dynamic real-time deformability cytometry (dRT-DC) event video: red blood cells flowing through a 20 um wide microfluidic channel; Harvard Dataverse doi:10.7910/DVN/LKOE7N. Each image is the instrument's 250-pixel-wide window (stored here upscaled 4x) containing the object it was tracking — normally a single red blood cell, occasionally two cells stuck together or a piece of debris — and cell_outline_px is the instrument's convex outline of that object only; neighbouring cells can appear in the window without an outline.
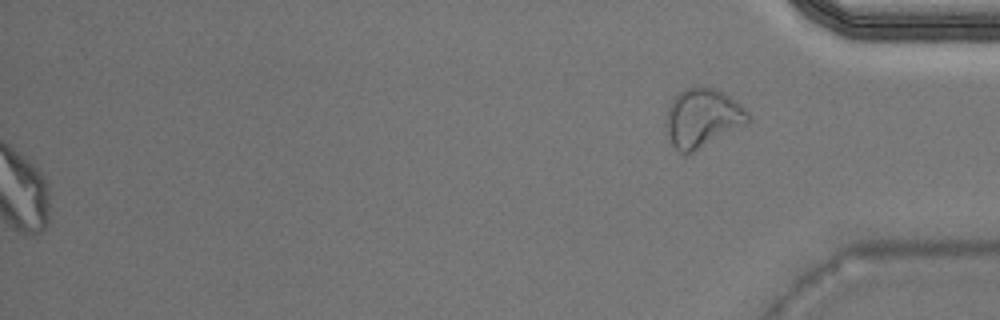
{"species": "Egyptian fruit bat (a non-hibernating species)", "species_latin": "Rousettus aegyptiacus", "temperature_condition": "warm", "stored_images_in_passage": 32, "camera_frame_rate_fps": 3000, "um_per_image_px": 0.085, "animal": {"sex": "male"}, "frame": {"image": 1, "passage_image": 32, "time_ms": 10.333, "image_size_px": [1000, 320], "cell_outline_px": [[748, 124], [692, 152], [680, 152], [668, 140], [668, 108], [672, 100], [684, 88], [696, 84], [716, 88], [724, 92], [736, 100], [748, 112]], "centroid_in_image_um": [59.74, 9.97], "position_along_channel_um": 375.5, "area_um2": 27.92}}